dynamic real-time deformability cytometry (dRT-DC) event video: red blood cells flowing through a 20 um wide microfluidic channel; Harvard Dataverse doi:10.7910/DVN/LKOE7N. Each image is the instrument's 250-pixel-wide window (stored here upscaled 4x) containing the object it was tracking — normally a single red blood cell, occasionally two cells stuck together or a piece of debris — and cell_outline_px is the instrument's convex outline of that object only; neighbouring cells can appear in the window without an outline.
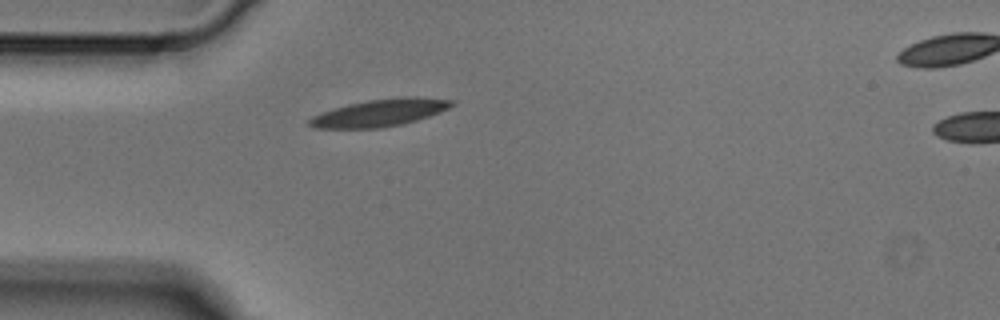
{"species": "Egyptian fruit bat (a non-hibernating species)", "species_latin": "Rousettus aegyptiacus", "temperature_condition": "cold", "stored_images_in_passage": 2, "camera_frame_rate_fps": 3000, "um_per_image_px": 0.085, "animal": {"sex": "male"}, "frame": {"image": 1, "passage_image": 1, "time_ms": 0.0, "image_size_px": [1000, 320], "cell_outline_px": [[456, 104], [440, 112], [404, 124], [384, 128], [312, 128], [308, 124], [308, 120], [312, 116], [348, 104], [368, 100], [404, 96], [416, 96], [456, 100]], "centroid_in_image_um": [32.34, 9.58], "position_along_channel_um": 52.7, "area_um2": 22.72}}